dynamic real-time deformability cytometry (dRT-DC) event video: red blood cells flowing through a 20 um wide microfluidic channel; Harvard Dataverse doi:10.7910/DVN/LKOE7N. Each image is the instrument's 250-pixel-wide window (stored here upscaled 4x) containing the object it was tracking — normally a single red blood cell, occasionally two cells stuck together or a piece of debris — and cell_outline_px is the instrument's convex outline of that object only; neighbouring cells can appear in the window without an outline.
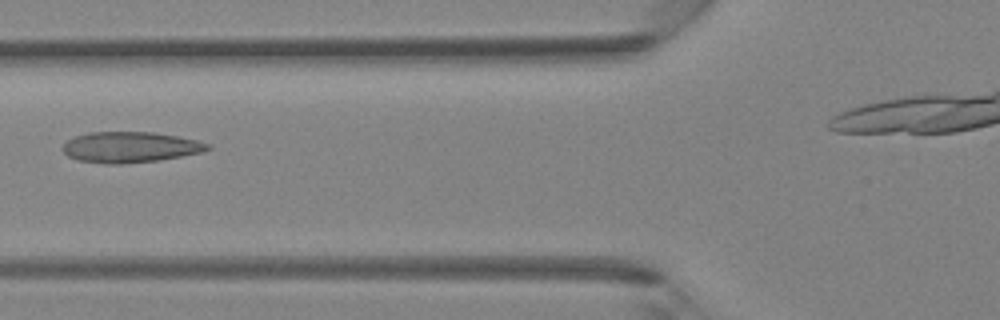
{"species": "Egyptian fruit bat (a non-hibernating species)", "species_latin": "Rousettus aegyptiacus", "temperature_condition": "room temperature", "stored_images_in_passage": 27, "camera_frame_rate_fps": 3000, "um_per_image_px": 0.085, "animal": {"sex": "female"}, "frame": {"image": 1, "passage_image": 6, "time_ms": 1.667, "image_size_px": [1000, 320], "cell_outline_px": [[212, 148], [204, 152], [160, 160], [120, 164], [104, 164], [76, 160], [68, 156], [60, 148], [68, 140], [76, 136], [88, 132], [152, 132], [176, 136], [196, 140], [208, 144]], "centroid_in_image_um": [11.04, 12.52], "position_along_channel_um": 114.8, "area_um2": 26.07}}
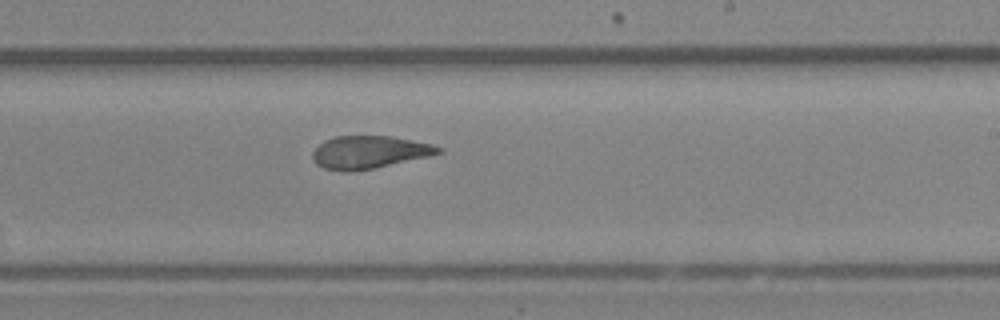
{"frame": {"image": 2, "passage_image": 15, "time_ms": 4.667, "image_size_px": [1000, 320], "cell_outline_px": [[444, 152], [428, 156], [372, 168], [348, 172], [344, 172], [324, 168], [316, 164], [312, 156], [312, 152], [324, 140], [336, 136], [392, 136], [432, 144], [444, 148]], "centroid_in_image_um": [31.38, 12.93], "position_along_channel_um": 257.6, "area_um2": 23.81}}
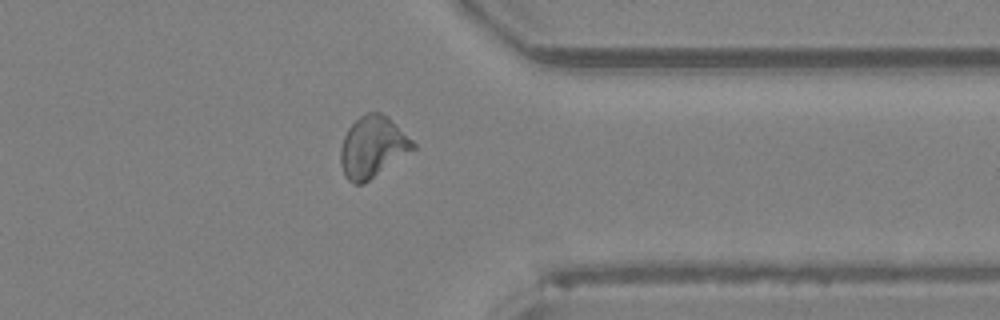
{"frame": {"image": 3, "passage_image": 23, "time_ms": 7.333, "image_size_px": [1000, 320], "cell_outline_px": [[416, 148], [364, 184], [352, 184], [344, 176], [340, 164], [340, 148], [344, 136], [348, 128], [360, 116], [368, 112], [380, 112], [388, 116], [416, 144]], "centroid_in_image_um": [31.65, 12.51], "position_along_channel_um": 379.7, "area_um2": 25.95}}